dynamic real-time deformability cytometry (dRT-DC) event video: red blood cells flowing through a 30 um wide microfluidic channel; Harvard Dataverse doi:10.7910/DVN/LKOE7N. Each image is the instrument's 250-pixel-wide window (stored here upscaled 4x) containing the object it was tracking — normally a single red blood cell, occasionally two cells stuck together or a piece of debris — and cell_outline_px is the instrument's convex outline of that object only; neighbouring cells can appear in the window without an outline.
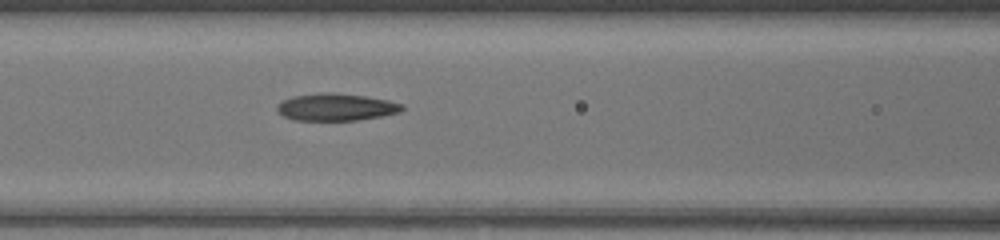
{"species": "common noctule bat (a hibernating species)", "species_latin": "Nyctalus noctula", "temperature_condition": "warm", "stored_images_in_passage": 14, "camera_frame_rate_fps": 3000, "um_per_image_px": 0.085, "animal": {"sex": "female", "body_mass_g": 17.0, "forearm_length_mm": 48.0}, "frame": {"image": 1, "passage_image": 7, "time_ms": 2.0, "image_size_px": [1000, 240], "cell_outline_px": [[404, 108], [400, 112], [380, 116], [356, 120], [296, 120], [284, 116], [276, 108], [276, 104], [292, 96], [324, 92], [332, 92], [364, 96], [388, 100], [400, 104]], "centroid_in_image_um": [28.54, 9.09], "position_along_channel_um": 138.1, "area_um2": 19.59}}
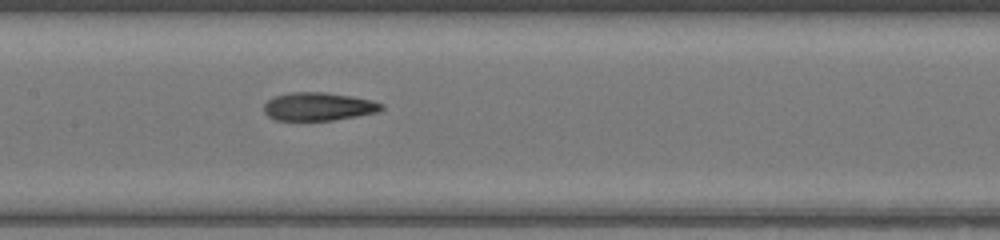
{"frame": {"image": 2, "passage_image": 10, "time_ms": 3.0, "image_size_px": [1000, 240], "cell_outline_px": [[384, 108], [376, 112], [356, 116], [332, 120], [276, 120], [268, 116], [264, 112], [264, 104], [268, 100], [276, 96], [292, 92], [324, 92], [352, 96], [372, 100], [384, 104]], "centroid_in_image_um": [27.07, 9.05], "position_along_channel_um": 180.3, "area_um2": 19.19}}